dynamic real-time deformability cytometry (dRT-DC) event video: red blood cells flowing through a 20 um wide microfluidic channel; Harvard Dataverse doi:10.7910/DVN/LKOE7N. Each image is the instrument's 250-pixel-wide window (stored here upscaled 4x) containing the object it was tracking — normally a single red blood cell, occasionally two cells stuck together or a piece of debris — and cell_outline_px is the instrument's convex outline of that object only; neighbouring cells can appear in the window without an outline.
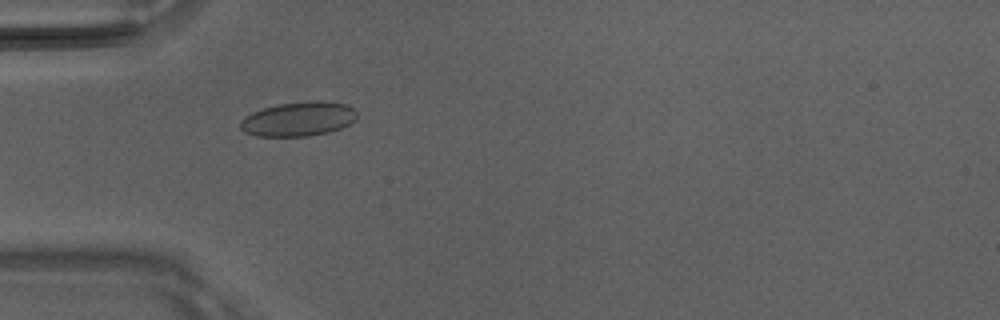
{"species": "Egyptian fruit bat (a non-hibernating species)", "species_latin": "Rousettus aegyptiacus", "temperature_condition": "room temperature", "stored_images_in_passage": 5, "camera_frame_rate_fps": 3000, "um_per_image_px": 0.085, "animal": {"sex": "male"}, "frame": {"image": 1, "passage_image": 4, "time_ms": 1.0, "image_size_px": [1000, 320], "cell_outline_px": [[356, 120], [340, 128], [328, 132], [308, 136], [256, 136], [244, 132], [240, 128], [240, 120], [244, 116], [252, 112], [276, 104], [348, 104], [356, 108]], "centroid_in_image_um": [25.31, 10.17], "position_along_channel_um": 59.7, "area_um2": 22.48}}